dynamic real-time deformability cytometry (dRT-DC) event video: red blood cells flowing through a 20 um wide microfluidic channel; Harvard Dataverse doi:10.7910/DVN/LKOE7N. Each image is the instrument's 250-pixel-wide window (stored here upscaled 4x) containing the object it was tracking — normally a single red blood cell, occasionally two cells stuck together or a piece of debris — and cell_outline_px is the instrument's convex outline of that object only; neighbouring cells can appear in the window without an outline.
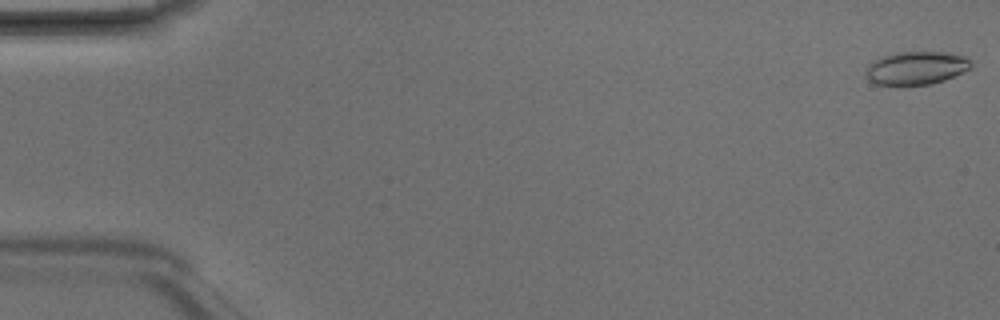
{"species": "Egyptian fruit bat (a non-hibernating species)", "species_latin": "Rousettus aegyptiacus", "temperature_condition": "room temperature", "stored_images_in_passage": 6, "camera_frame_rate_fps": 3000, "um_per_image_px": 0.085, "animal": {"sex": "male"}, "frame": {"image": 1, "passage_image": 1, "time_ms": 0.0, "image_size_px": [1000, 320], "cell_outline_px": [[972, 68], [944, 80], [932, 84], [872, 84], [864, 76], [868, 64], [872, 60], [880, 56], [896, 52], [948, 52], [968, 56], [972, 60]], "centroid_in_image_um": [77.88, 5.76], "position_along_channel_um": 7.1, "area_um2": 20.69}}
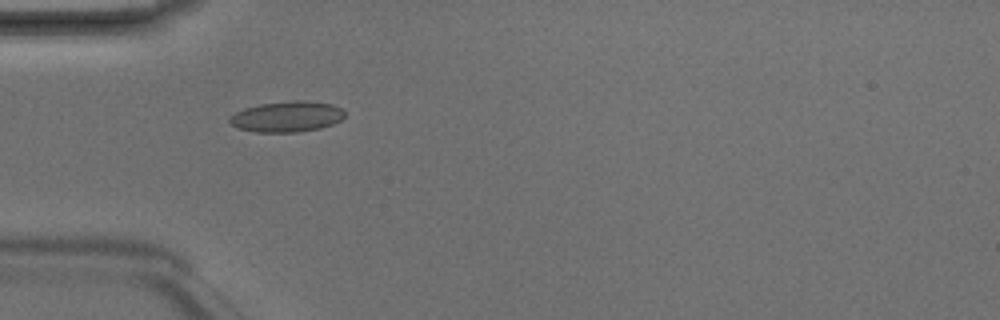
{"frame": {"image": 2, "passage_image": 5, "time_ms": 1.333, "image_size_px": [1000, 320], "cell_outline_px": [[344, 116], [340, 120], [332, 124], [320, 128], [296, 132], [256, 132], [236, 128], [228, 120], [236, 112], [244, 108], [260, 104], [292, 100], [304, 100], [332, 104], [344, 108]], "centroid_in_image_um": [24.4, 9.9], "position_along_channel_um": 60.6, "area_um2": 20.63}}